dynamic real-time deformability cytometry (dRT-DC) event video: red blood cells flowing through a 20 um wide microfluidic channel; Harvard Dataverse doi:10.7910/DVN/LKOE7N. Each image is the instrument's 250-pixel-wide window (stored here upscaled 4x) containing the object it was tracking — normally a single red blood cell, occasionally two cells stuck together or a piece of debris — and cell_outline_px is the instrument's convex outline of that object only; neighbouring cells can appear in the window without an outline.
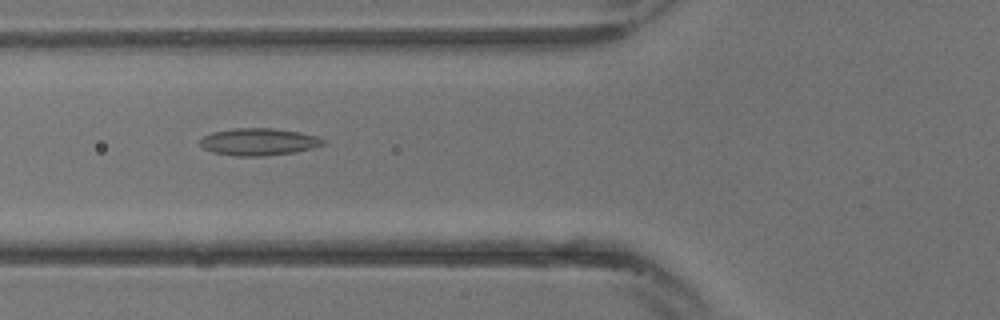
{"species": "common noctule bat (a hibernating species)", "species_latin": "Nyctalus noctula", "temperature_condition": "warm", "stored_images_in_passage": 14, "camera_frame_rate_fps": 3000, "um_per_image_px": 0.085, "animal": {"sex": "male", "body_mass_g": 13.3}, "frame": {"image": 1, "passage_image": 7, "time_ms": 2.0, "image_size_px": [1000, 320], "cell_outline_px": [[328, 140], [324, 144], [312, 148], [296, 152], [264, 156], [236, 156], [212, 152], [204, 148], [200, 144], [200, 140], [204, 136], [212, 132], [236, 128], [272, 128], [300, 132], [320, 136]], "centroid_in_image_um": [22.04, 12.05], "position_along_channel_um": 103.8, "area_um2": 19.65}}
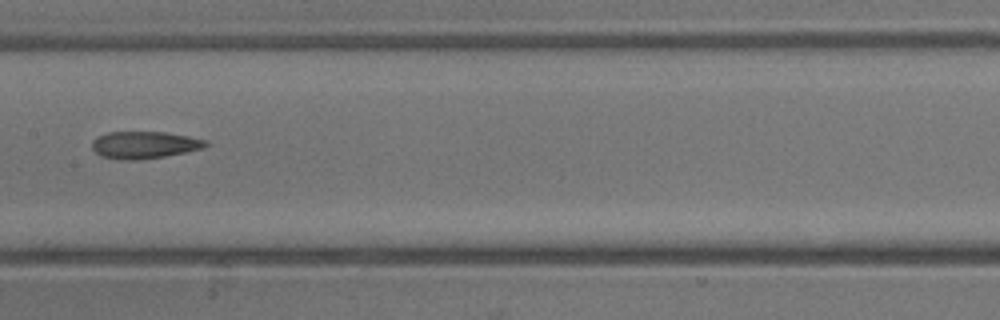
{"frame": {"image": 2, "passage_image": 11, "time_ms": 3.333, "image_size_px": [1000, 320], "cell_outline_px": [[208, 144], [204, 148], [164, 156], [136, 160], [120, 160], [100, 156], [92, 148], [92, 140], [96, 136], [108, 132], [164, 132], [188, 136], [208, 140]], "centroid_in_image_um": [12.24, 12.31], "position_along_channel_um": 195.2, "area_um2": 18.03}}
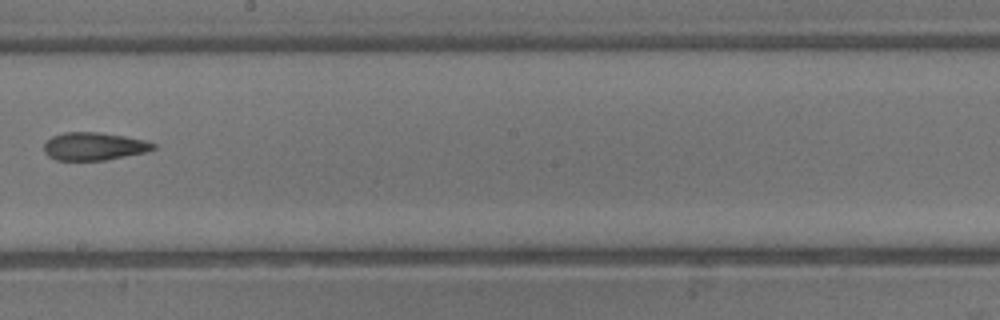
{"frame": {"image": 3, "passage_image": 13, "time_ms": 4.0, "image_size_px": [1000, 320], "cell_outline_px": [[156, 148], [144, 152], [104, 160], [56, 160], [48, 156], [44, 152], [44, 144], [52, 136], [64, 132], [100, 132], [124, 136], [144, 140], [156, 144]], "centroid_in_image_um": [7.96, 12.43], "position_along_channel_um": 240.2, "area_um2": 17.63}}